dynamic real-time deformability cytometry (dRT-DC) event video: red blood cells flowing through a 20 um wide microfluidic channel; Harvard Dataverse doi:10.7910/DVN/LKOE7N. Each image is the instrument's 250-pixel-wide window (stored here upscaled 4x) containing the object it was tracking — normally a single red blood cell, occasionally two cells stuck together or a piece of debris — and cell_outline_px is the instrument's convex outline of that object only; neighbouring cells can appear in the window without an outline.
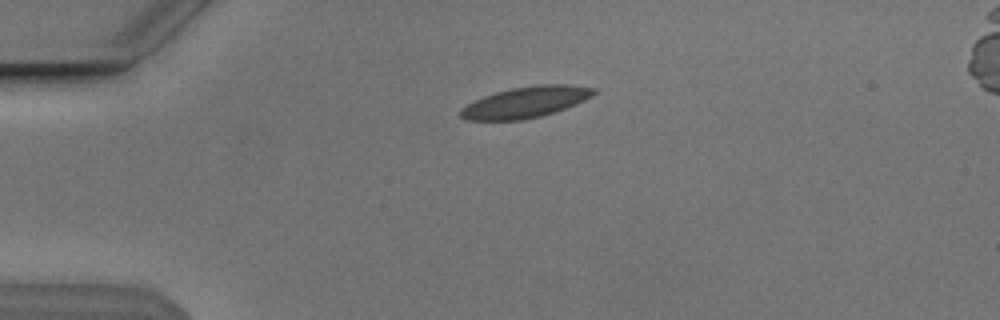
{"species": "Egyptian fruit bat (a non-hibernating species)", "species_latin": "Rousettus aegyptiacus", "temperature_condition": "cold", "stored_images_in_passage": 36, "camera_frame_rate_fps": 3000, "um_per_image_px": 0.085, "animal": {"sex": "male"}, "frame": {"image": 1, "passage_image": 1, "time_ms": 0.0, "image_size_px": [1000, 320], "cell_outline_px": [[596, 92], [592, 96], [584, 100], [564, 108], [540, 116], [524, 120], [464, 120], [460, 116], [460, 108], [484, 96], [496, 92], [512, 88], [536, 84], [568, 84], [596, 88]], "centroid_in_image_um": [44.67, 8.68], "position_along_channel_um": 40.3, "area_um2": 23.93}}
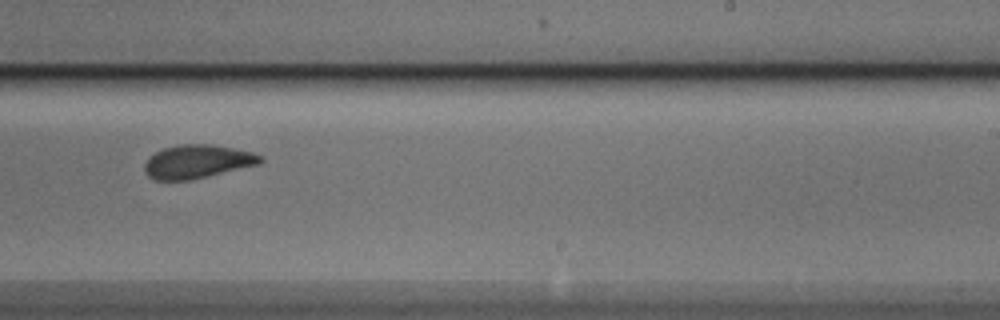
{"frame": {"image": 2, "passage_image": 22, "time_ms": 7.0, "image_size_px": [1000, 320], "cell_outline_px": [[264, 160], [260, 164], [188, 180], [156, 180], [148, 176], [144, 172], [144, 164], [148, 156], [164, 148], [180, 144], [212, 144], [252, 152], [264, 156]], "centroid_in_image_um": [16.76, 13.73], "position_along_channel_um": 272.2, "area_um2": 22.6}}
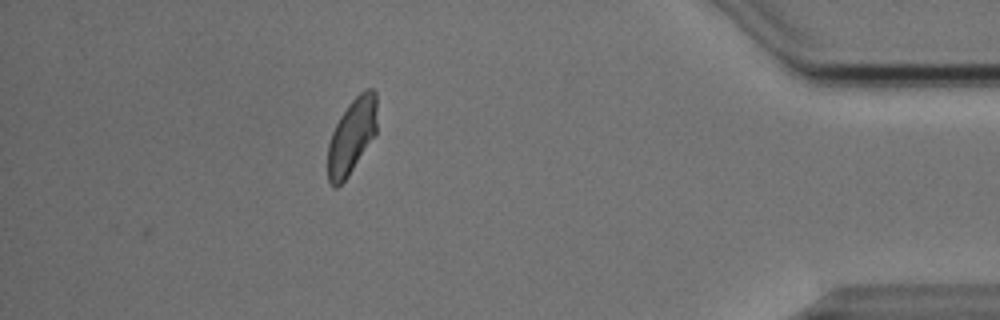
{"frame": {"image": 3, "passage_image": 36, "time_ms": 11.667, "image_size_px": [1000, 320], "cell_outline_px": [[376, 132], [348, 176], [336, 188], [332, 188], [328, 180], [328, 144], [332, 132], [340, 116], [348, 104], [364, 88], [372, 88], [376, 92]], "centroid_in_image_um": [29.88, 11.55], "position_along_channel_um": 405.3, "area_um2": 21.39}, "authors_computed_cell_mechanics": {"area_um2": 22.9177, "velocity_mm_per_s": 3.8112, "shape_relaxation_time_tau1_ms": 4.5602, "shape_relaxation_time_tau2_ms": 1.7475, "deformation_change_tau1": 0.1192, "deformation_change_tau2": 0.0664}}